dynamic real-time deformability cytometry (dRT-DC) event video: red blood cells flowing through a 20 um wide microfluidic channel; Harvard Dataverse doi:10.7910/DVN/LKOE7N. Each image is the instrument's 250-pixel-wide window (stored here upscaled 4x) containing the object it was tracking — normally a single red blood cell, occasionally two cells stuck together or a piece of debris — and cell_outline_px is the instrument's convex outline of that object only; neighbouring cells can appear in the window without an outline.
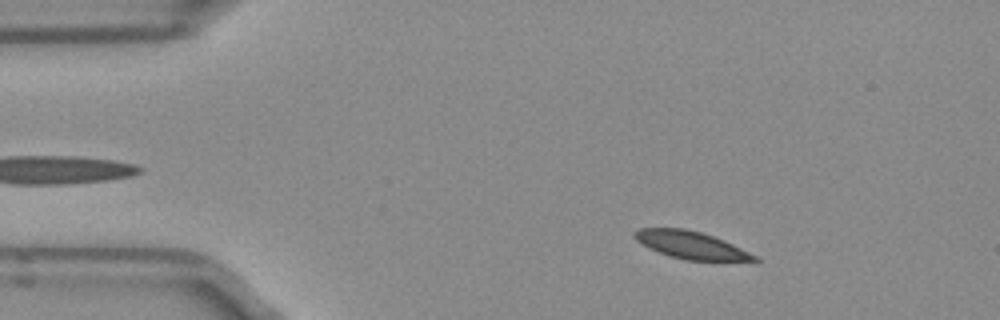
{"species": "Egyptian fruit bat (a non-hibernating species)", "species_latin": "Rousettus aegyptiacus", "temperature_condition": "room temperature", "stored_images_in_passage": 3, "camera_frame_rate_fps": 3000, "um_per_image_px": 0.085, "frame": {"image": 1, "passage_image": 1, "time_ms": 0.0, "image_size_px": [1000, 320], "cell_outline_px": [[760, 260], [684, 260], [668, 256], [648, 248], [636, 240], [632, 236], [632, 232], [636, 228], [684, 228], [700, 232], [724, 240], [756, 256]], "centroid_in_image_um": [58.61, 20.81], "position_along_channel_um": 26.4, "area_um2": 19.02}}
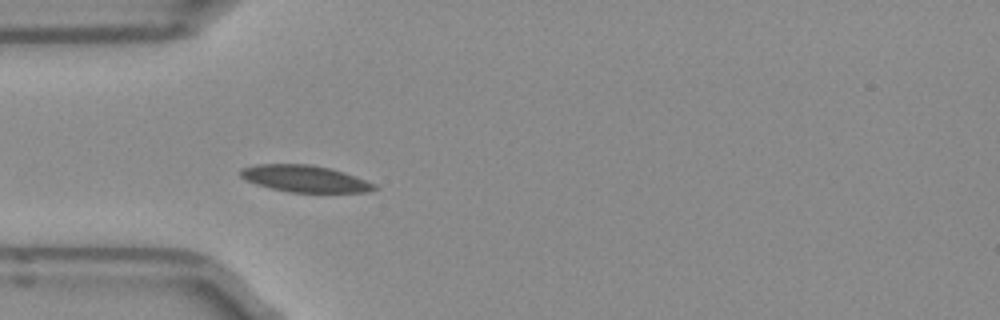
{"frame": {"image": 2, "passage_image": 3, "time_ms": 0.667, "image_size_px": [1000, 320], "cell_outline_px": [[380, 188], [368, 192], [288, 192], [256, 184], [244, 180], [240, 176], [240, 168], [256, 164], [308, 164], [328, 168], [344, 172], [376, 184]], "centroid_in_image_um": [25.9, 15.19], "position_along_channel_um": 59.1, "area_um2": 20.87}}